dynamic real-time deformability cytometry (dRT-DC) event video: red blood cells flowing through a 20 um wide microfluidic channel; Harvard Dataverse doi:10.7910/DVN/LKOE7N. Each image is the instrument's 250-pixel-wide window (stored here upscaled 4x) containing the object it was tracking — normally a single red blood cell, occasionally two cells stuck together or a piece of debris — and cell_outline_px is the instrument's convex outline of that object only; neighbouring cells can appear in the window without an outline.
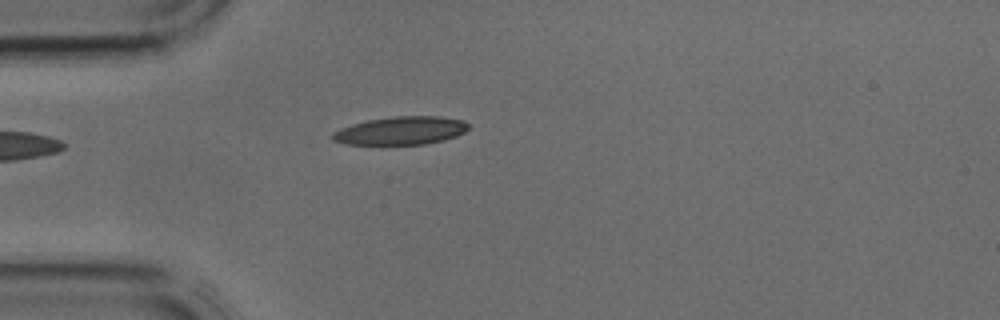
{"species": "common noctule bat (a hibernating species)", "species_latin": "Nyctalus noctula", "temperature_condition": "cold", "stored_images_in_passage": 1, "camera_frame_rate_fps": 3000, "um_per_image_px": 0.085, "animal": {"sex": "male", "body_mass_g": 17.9, "forearm_length_mm": 54.2}, "frame": {"image": 1, "passage_image": 1, "time_ms": 0.0, "image_size_px": [1000, 320], "cell_outline_px": [[468, 128], [464, 132], [456, 136], [444, 140], [424, 144], [344, 144], [332, 140], [332, 132], [340, 128], [352, 124], [368, 120], [396, 116], [440, 116], [464, 120], [468, 124]], "centroid_in_image_um": [34.07, 11.1], "position_along_channel_um": 50.9, "area_um2": 22.25}}